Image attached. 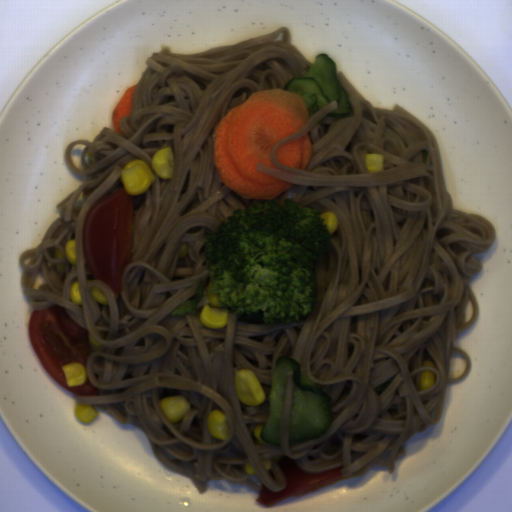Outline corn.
<instances>
[{
	"instance_id": "corn-2",
	"label": "corn",
	"mask_w": 512,
	"mask_h": 512,
	"mask_svg": "<svg viewBox=\"0 0 512 512\" xmlns=\"http://www.w3.org/2000/svg\"><path fill=\"white\" fill-rule=\"evenodd\" d=\"M237 398L246 406H259L266 399L264 388L251 369L240 368L233 374Z\"/></svg>"
},
{
	"instance_id": "corn-5",
	"label": "corn",
	"mask_w": 512,
	"mask_h": 512,
	"mask_svg": "<svg viewBox=\"0 0 512 512\" xmlns=\"http://www.w3.org/2000/svg\"><path fill=\"white\" fill-rule=\"evenodd\" d=\"M151 168L161 180H171L175 168V153L171 146H167L153 154Z\"/></svg>"
},
{
	"instance_id": "corn-9",
	"label": "corn",
	"mask_w": 512,
	"mask_h": 512,
	"mask_svg": "<svg viewBox=\"0 0 512 512\" xmlns=\"http://www.w3.org/2000/svg\"><path fill=\"white\" fill-rule=\"evenodd\" d=\"M365 166L369 174L385 170L383 154H365Z\"/></svg>"
},
{
	"instance_id": "corn-1",
	"label": "corn",
	"mask_w": 512,
	"mask_h": 512,
	"mask_svg": "<svg viewBox=\"0 0 512 512\" xmlns=\"http://www.w3.org/2000/svg\"><path fill=\"white\" fill-rule=\"evenodd\" d=\"M123 189L129 196H138L148 191L156 180L154 171L146 161L132 159L123 167L120 175Z\"/></svg>"
},
{
	"instance_id": "corn-17",
	"label": "corn",
	"mask_w": 512,
	"mask_h": 512,
	"mask_svg": "<svg viewBox=\"0 0 512 512\" xmlns=\"http://www.w3.org/2000/svg\"><path fill=\"white\" fill-rule=\"evenodd\" d=\"M261 462H262L265 470H269L272 468L273 463L270 459H263V460H261Z\"/></svg>"
},
{
	"instance_id": "corn-11",
	"label": "corn",
	"mask_w": 512,
	"mask_h": 512,
	"mask_svg": "<svg viewBox=\"0 0 512 512\" xmlns=\"http://www.w3.org/2000/svg\"><path fill=\"white\" fill-rule=\"evenodd\" d=\"M320 216L324 218L325 225H327L330 235L334 234L339 227L337 214L334 211L327 210L320 213Z\"/></svg>"
},
{
	"instance_id": "corn-18",
	"label": "corn",
	"mask_w": 512,
	"mask_h": 512,
	"mask_svg": "<svg viewBox=\"0 0 512 512\" xmlns=\"http://www.w3.org/2000/svg\"><path fill=\"white\" fill-rule=\"evenodd\" d=\"M54 259H64L63 254L60 252L59 249L55 247L54 253H53Z\"/></svg>"
},
{
	"instance_id": "corn-19",
	"label": "corn",
	"mask_w": 512,
	"mask_h": 512,
	"mask_svg": "<svg viewBox=\"0 0 512 512\" xmlns=\"http://www.w3.org/2000/svg\"><path fill=\"white\" fill-rule=\"evenodd\" d=\"M55 268H56L57 273H59L61 275L66 273V265L65 264L64 265H56Z\"/></svg>"
},
{
	"instance_id": "corn-13",
	"label": "corn",
	"mask_w": 512,
	"mask_h": 512,
	"mask_svg": "<svg viewBox=\"0 0 512 512\" xmlns=\"http://www.w3.org/2000/svg\"><path fill=\"white\" fill-rule=\"evenodd\" d=\"M69 297L72 301L73 304L77 305V306H81L83 305V302H82V296H81V292H80V282L79 280H76L70 290H69Z\"/></svg>"
},
{
	"instance_id": "corn-15",
	"label": "corn",
	"mask_w": 512,
	"mask_h": 512,
	"mask_svg": "<svg viewBox=\"0 0 512 512\" xmlns=\"http://www.w3.org/2000/svg\"><path fill=\"white\" fill-rule=\"evenodd\" d=\"M264 426L265 425H263V424H258V425H255V427L253 429V435L255 437L257 445H265L266 443H268V442H265L261 436V432H262V429Z\"/></svg>"
},
{
	"instance_id": "corn-16",
	"label": "corn",
	"mask_w": 512,
	"mask_h": 512,
	"mask_svg": "<svg viewBox=\"0 0 512 512\" xmlns=\"http://www.w3.org/2000/svg\"><path fill=\"white\" fill-rule=\"evenodd\" d=\"M243 470H244V472L247 475H250V476H256L257 475L253 465L249 461H246V463H245V465L243 467Z\"/></svg>"
},
{
	"instance_id": "corn-8",
	"label": "corn",
	"mask_w": 512,
	"mask_h": 512,
	"mask_svg": "<svg viewBox=\"0 0 512 512\" xmlns=\"http://www.w3.org/2000/svg\"><path fill=\"white\" fill-rule=\"evenodd\" d=\"M75 417L82 423H91L98 416L99 412L92 404L79 403L74 409Z\"/></svg>"
},
{
	"instance_id": "corn-10",
	"label": "corn",
	"mask_w": 512,
	"mask_h": 512,
	"mask_svg": "<svg viewBox=\"0 0 512 512\" xmlns=\"http://www.w3.org/2000/svg\"><path fill=\"white\" fill-rule=\"evenodd\" d=\"M437 374L432 370L424 369L421 371L419 379L420 391L428 390L436 384Z\"/></svg>"
},
{
	"instance_id": "corn-4",
	"label": "corn",
	"mask_w": 512,
	"mask_h": 512,
	"mask_svg": "<svg viewBox=\"0 0 512 512\" xmlns=\"http://www.w3.org/2000/svg\"><path fill=\"white\" fill-rule=\"evenodd\" d=\"M159 408L170 422L177 423L190 411L191 402L184 395L172 394L160 399Z\"/></svg>"
},
{
	"instance_id": "corn-12",
	"label": "corn",
	"mask_w": 512,
	"mask_h": 512,
	"mask_svg": "<svg viewBox=\"0 0 512 512\" xmlns=\"http://www.w3.org/2000/svg\"><path fill=\"white\" fill-rule=\"evenodd\" d=\"M65 256L68 262L77 268V248H76V239H70L67 241L65 247Z\"/></svg>"
},
{
	"instance_id": "corn-7",
	"label": "corn",
	"mask_w": 512,
	"mask_h": 512,
	"mask_svg": "<svg viewBox=\"0 0 512 512\" xmlns=\"http://www.w3.org/2000/svg\"><path fill=\"white\" fill-rule=\"evenodd\" d=\"M65 381L68 387H80L85 385L89 379L88 371L83 363L80 361H71L63 365Z\"/></svg>"
},
{
	"instance_id": "corn-20",
	"label": "corn",
	"mask_w": 512,
	"mask_h": 512,
	"mask_svg": "<svg viewBox=\"0 0 512 512\" xmlns=\"http://www.w3.org/2000/svg\"><path fill=\"white\" fill-rule=\"evenodd\" d=\"M422 366H429V367L437 368L436 364L432 360H429V359H425Z\"/></svg>"
},
{
	"instance_id": "corn-3",
	"label": "corn",
	"mask_w": 512,
	"mask_h": 512,
	"mask_svg": "<svg viewBox=\"0 0 512 512\" xmlns=\"http://www.w3.org/2000/svg\"><path fill=\"white\" fill-rule=\"evenodd\" d=\"M212 287L213 284L210 282L206 289L208 304L203 306L199 314V320L206 328L218 330L227 326L229 308L219 305L218 295L213 293Z\"/></svg>"
},
{
	"instance_id": "corn-14",
	"label": "corn",
	"mask_w": 512,
	"mask_h": 512,
	"mask_svg": "<svg viewBox=\"0 0 512 512\" xmlns=\"http://www.w3.org/2000/svg\"><path fill=\"white\" fill-rule=\"evenodd\" d=\"M90 294L95 301H97L103 305L109 304L108 297H107L106 293L98 286H93L92 288H90Z\"/></svg>"
},
{
	"instance_id": "corn-6",
	"label": "corn",
	"mask_w": 512,
	"mask_h": 512,
	"mask_svg": "<svg viewBox=\"0 0 512 512\" xmlns=\"http://www.w3.org/2000/svg\"><path fill=\"white\" fill-rule=\"evenodd\" d=\"M206 426L213 438L226 440L229 436L230 426L228 420L219 408H214L206 418Z\"/></svg>"
}]
</instances>
